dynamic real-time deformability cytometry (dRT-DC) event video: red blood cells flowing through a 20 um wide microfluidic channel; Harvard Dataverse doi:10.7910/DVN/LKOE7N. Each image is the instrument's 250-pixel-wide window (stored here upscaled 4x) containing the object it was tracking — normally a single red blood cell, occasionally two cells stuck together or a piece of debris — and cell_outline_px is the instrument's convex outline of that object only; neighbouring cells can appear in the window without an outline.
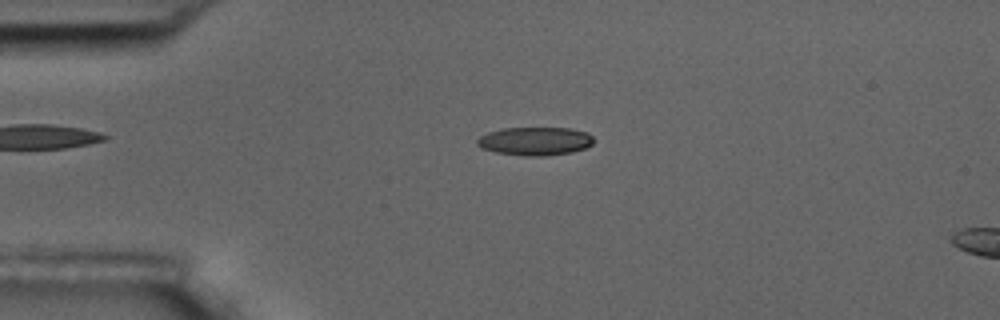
{"species": "common noctule bat (a hibernating species)", "species_latin": "Nyctalus noctula", "temperature_condition": "room temperature", "stored_images_in_passage": 4, "camera_frame_rate_fps": 3000, "um_per_image_px": 0.085, "animal": {"sex": "male", "body_mass_g": 17.5, "forearm_length_mm": 52.3}, "frame": {"image": 1, "passage_image": 3, "time_ms": 2.333, "image_size_px": [1000, 320], "cell_outline_px": [[596, 140], [592, 144], [584, 148], [572, 152], [548, 156], [524, 156], [496, 152], [480, 148], [476, 144], [476, 140], [480, 136], [488, 132], [504, 128], [572, 128], [588, 132]], "centroid_in_image_um": [45.5, 12.0], "position_along_channel_um": 39.5, "area_um2": 19.48}}